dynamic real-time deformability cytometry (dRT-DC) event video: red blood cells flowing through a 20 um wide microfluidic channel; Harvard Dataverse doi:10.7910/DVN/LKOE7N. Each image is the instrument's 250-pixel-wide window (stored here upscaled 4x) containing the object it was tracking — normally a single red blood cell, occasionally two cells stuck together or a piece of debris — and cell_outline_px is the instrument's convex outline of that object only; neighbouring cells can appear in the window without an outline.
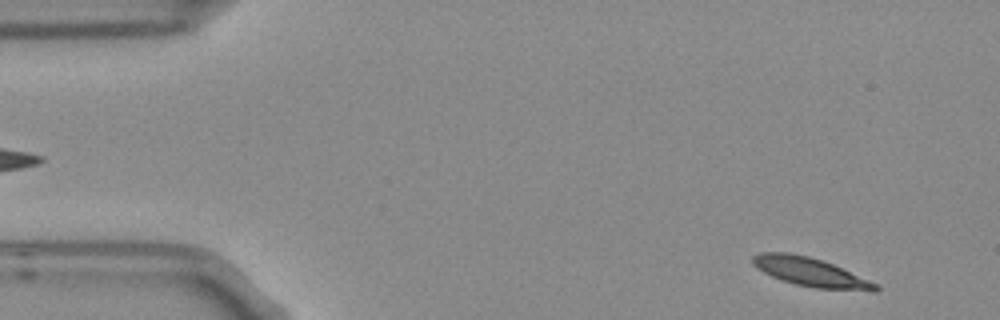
{"species": "Egyptian fruit bat (a non-hibernating species)", "species_latin": "Rousettus aegyptiacus", "temperature_condition": "room temperature", "stored_images_in_passage": 4, "camera_frame_rate_fps": 3000, "um_per_image_px": 0.085, "frame": {"image": 1, "passage_image": 4, "time_ms": 1.0, "image_size_px": [1000, 320], "cell_outline_px": [[880, 288], [876, 292], [872, 292], [812, 288], [780, 280], [756, 268], [752, 264], [752, 256], [760, 252], [788, 252], [808, 256], [832, 264], [868, 280], [876, 284]], "centroid_in_image_um": [68.87, 23.14], "position_along_channel_um": 16.1, "area_um2": 20.63}}